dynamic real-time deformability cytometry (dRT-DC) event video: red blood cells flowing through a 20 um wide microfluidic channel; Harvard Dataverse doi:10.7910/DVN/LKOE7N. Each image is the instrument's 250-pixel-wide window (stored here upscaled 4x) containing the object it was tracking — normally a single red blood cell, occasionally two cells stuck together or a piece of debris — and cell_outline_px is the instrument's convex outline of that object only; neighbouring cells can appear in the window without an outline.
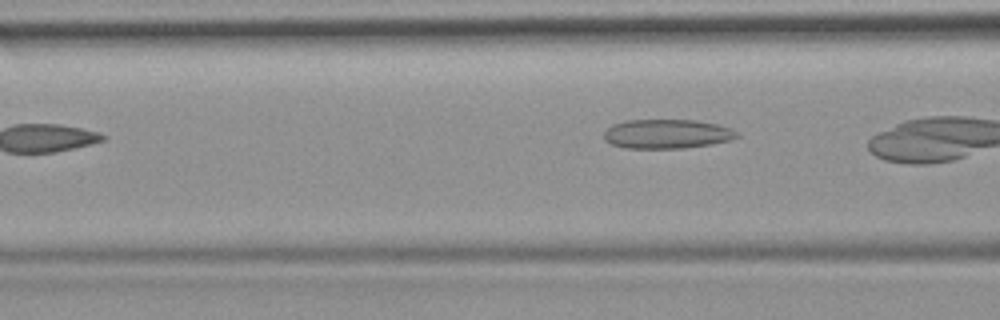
{"species": "common noctule bat (a hibernating species)", "species_latin": "Nyctalus noctula", "temperature_condition": "room temperature", "stored_images_in_passage": 4, "camera_frame_rate_fps": 3000, "um_per_image_px": 0.085, "animal": {"sex": "female", "body_mass_g": 19.9}, "frame": {"image": 1, "passage_image": 4, "time_ms": 4.667, "image_size_px": [1000, 320], "cell_outline_px": [[740, 136], [732, 140], [712, 144], [680, 148], [624, 148], [612, 144], [604, 140], [604, 132], [612, 124], [624, 120], [696, 120], [720, 124], [732, 128]], "centroid_in_image_um": [56.71, 11.37], "position_along_channel_um": 109.9, "area_um2": 22.89}}